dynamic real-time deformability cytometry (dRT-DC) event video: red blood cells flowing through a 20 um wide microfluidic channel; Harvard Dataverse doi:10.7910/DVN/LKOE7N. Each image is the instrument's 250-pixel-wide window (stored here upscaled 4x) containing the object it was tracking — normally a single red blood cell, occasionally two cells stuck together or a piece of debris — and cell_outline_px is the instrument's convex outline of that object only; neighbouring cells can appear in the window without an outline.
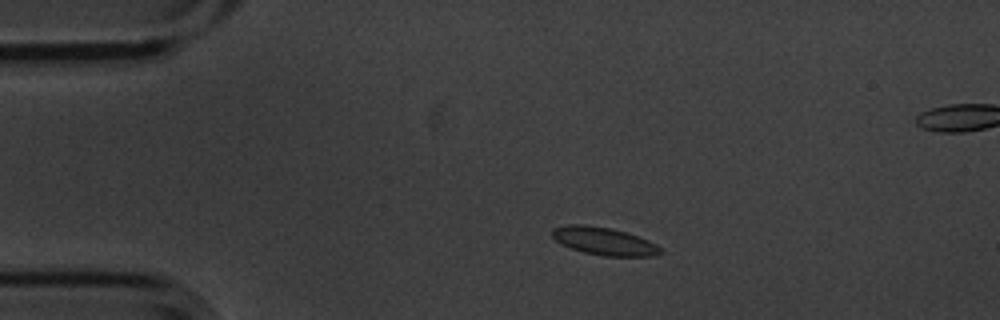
{"species": "common noctule bat (a hibernating species)", "species_latin": "Nyctalus noctula", "temperature_condition": "cold", "stored_images_in_passage": 4, "camera_frame_rate_fps": 3000, "um_per_image_px": 0.085, "animal": {"sex": "male", "body_mass_g": 20.1, "forearm_length_mm": 53.5}, "frame": {"image": 1, "passage_image": 2, "time_ms": 0.333, "image_size_px": [1000, 320], "cell_outline_px": [[664, 252], [652, 256], [604, 256], [584, 252], [560, 244], [552, 236], [552, 228], [568, 224], [584, 224], [612, 228], [648, 240], [656, 244]], "centroid_in_image_um": [51.32, 20.49], "position_along_channel_um": 33.7, "area_um2": 17.46}}